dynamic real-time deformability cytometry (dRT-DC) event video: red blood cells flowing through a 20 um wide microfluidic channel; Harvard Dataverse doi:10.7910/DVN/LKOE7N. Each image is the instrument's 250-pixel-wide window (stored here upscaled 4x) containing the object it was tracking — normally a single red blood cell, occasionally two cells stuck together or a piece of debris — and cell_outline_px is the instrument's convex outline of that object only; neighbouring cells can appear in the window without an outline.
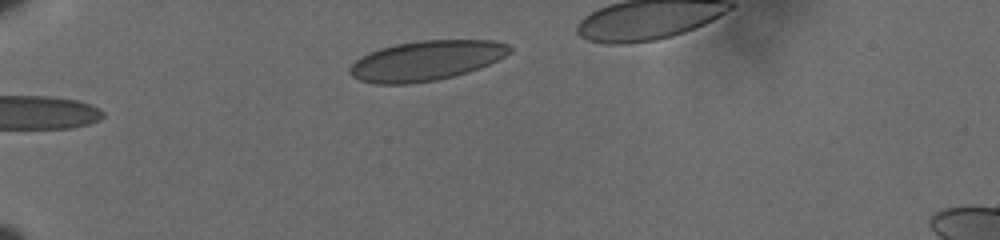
{"species": "human", "species_latin": "Homo sapiens", "temperature_condition": "cold", "stored_images_in_passage": 37, "camera_frame_rate_fps": 3000, "um_per_image_px": 0.085, "donor": {"sex": "male"}, "frame": {"image": 1, "passage_image": 3, "time_ms": 0.667, "image_size_px": [1000, 240], "cell_outline_px": [[512, 52], [480, 68], [468, 72], [436, 80], [408, 84], [376, 84], [360, 80], [352, 76], [348, 72], [348, 68], [356, 60], [368, 52], [380, 48], [396, 44], [424, 40], [492, 40], [508, 44], [512, 48]], "centroid_in_image_um": [36.21, 5.15], "position_along_channel_um": 48.8, "area_um2": 37.11}}
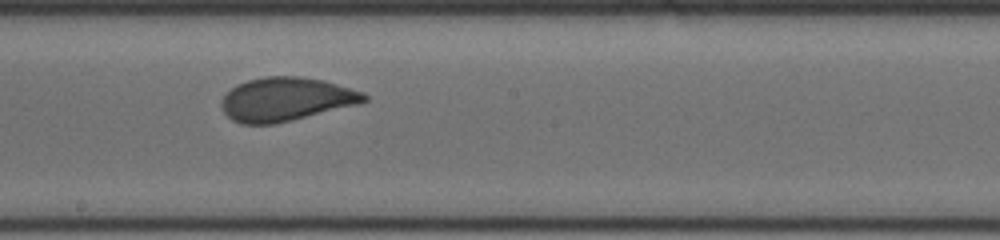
{"frame": {"image": 2, "passage_image": 21, "time_ms": 6.667, "image_size_px": [1000, 240], "cell_outline_px": [[368, 100], [356, 104], [276, 124], [240, 124], [232, 120], [224, 112], [220, 104], [220, 100], [236, 84], [248, 80], [264, 76], [300, 76], [324, 80], [364, 92], [368, 96]], "centroid_in_image_um": [24.28, 8.43], "position_along_channel_um": 223.9, "area_um2": 36.24}}
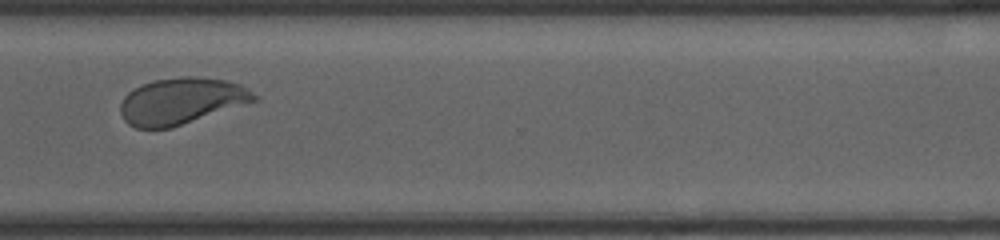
{"frame": {"image": 3, "passage_image": 32, "time_ms": 10.333, "image_size_px": [1000, 240], "cell_outline_px": [[256, 100], [172, 128], [136, 128], [128, 124], [124, 120], [120, 112], [120, 104], [124, 96], [128, 92], [144, 84], [156, 80], [180, 76], [200, 76], [228, 80], [240, 84], [248, 88], [256, 96]], "centroid_in_image_um": [15.39, 8.58], "position_along_channel_um": 355.2, "area_um2": 36.07}, "authors_computed_cell_mechanics": {"area_um2": 36.2406, "velocity_mm_per_s": 3.5925, "shape_relaxation_time_tau1_ms": 4.9227, "shape_relaxation_time_tau2_ms": null, "deformation_change_tau1": 0.1287, "deformation_change_tau2": null}}